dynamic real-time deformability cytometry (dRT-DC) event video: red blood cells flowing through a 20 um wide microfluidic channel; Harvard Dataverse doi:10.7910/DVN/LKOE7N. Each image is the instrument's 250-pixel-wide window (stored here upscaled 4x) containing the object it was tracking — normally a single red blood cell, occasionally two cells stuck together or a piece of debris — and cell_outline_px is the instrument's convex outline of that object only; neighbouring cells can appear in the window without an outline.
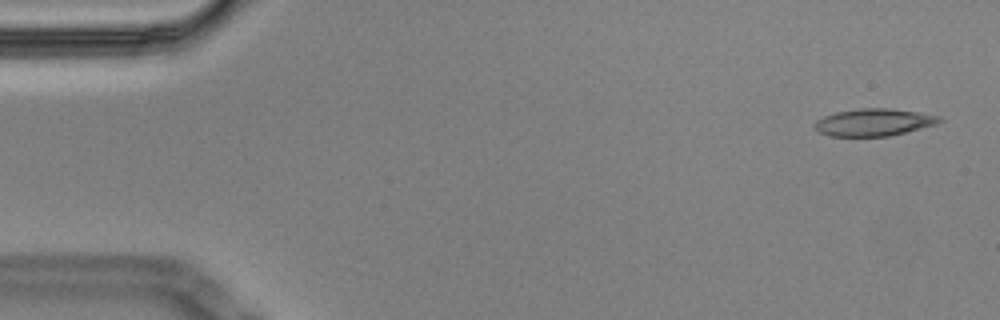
{"species": "Egyptian fruit bat (a non-hibernating species)", "species_latin": "Rousettus aegyptiacus", "temperature_condition": "cold", "stored_images_in_passage": 56, "segment_of_instrument_passage": [1, 2], "camera_frame_rate_fps": 3000, "um_per_image_px": 0.085, "animal": {"sex": "male"}, "frame": {"image": 1, "passage_image": 2, "time_ms": 0.333, "image_size_px": [1000, 320], "cell_outline_px": [[944, 120], [936, 124], [888, 136], [828, 136], [820, 132], [816, 128], [816, 120], [824, 116], [836, 112], [860, 108], [888, 108], [916, 112], [940, 116]], "centroid_in_image_um": [74.27, 10.39], "position_along_channel_um": 10.7, "area_um2": 19.54}}
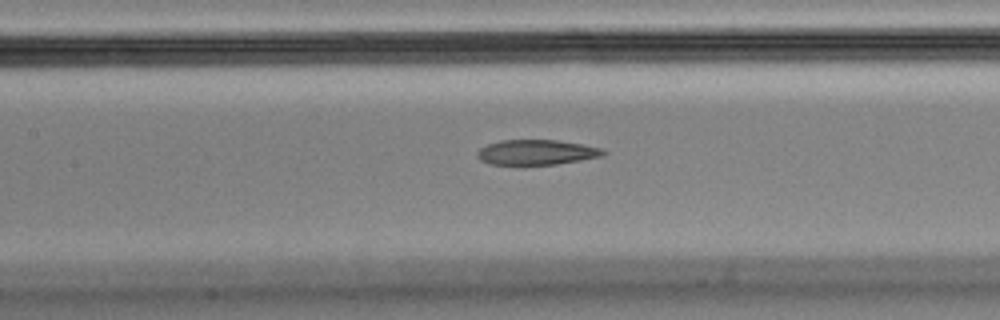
{"frame": {"image": 2, "passage_image": 25, "time_ms": 8.0, "image_size_px": [1000, 320], "cell_outline_px": [[608, 152], [604, 156], [556, 164], [520, 168], [516, 168], [488, 164], [480, 160], [476, 156], [476, 152], [480, 148], [488, 144], [500, 140], [556, 140], [604, 148]], "centroid_in_image_um": [45.54, 13.0], "position_along_channel_um": 161.9, "area_um2": 19.48}}
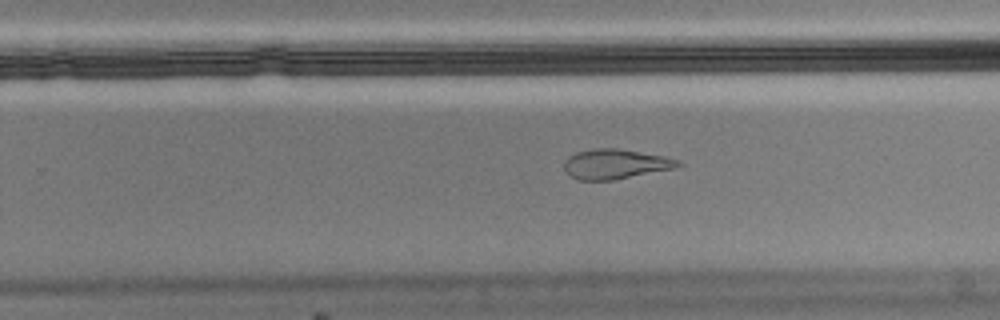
{"frame": {"image": 3, "passage_image": 35, "time_ms": 11.333, "image_size_px": [1000, 320], "cell_outline_px": [[684, 164], [676, 168], [612, 180], [576, 180], [564, 168], [564, 160], [568, 156], [576, 152], [596, 148], [616, 148], [664, 156], [680, 160]], "centroid_in_image_um": [52.32, 13.94], "position_along_channel_um": 277.5, "area_um2": 19.77}}